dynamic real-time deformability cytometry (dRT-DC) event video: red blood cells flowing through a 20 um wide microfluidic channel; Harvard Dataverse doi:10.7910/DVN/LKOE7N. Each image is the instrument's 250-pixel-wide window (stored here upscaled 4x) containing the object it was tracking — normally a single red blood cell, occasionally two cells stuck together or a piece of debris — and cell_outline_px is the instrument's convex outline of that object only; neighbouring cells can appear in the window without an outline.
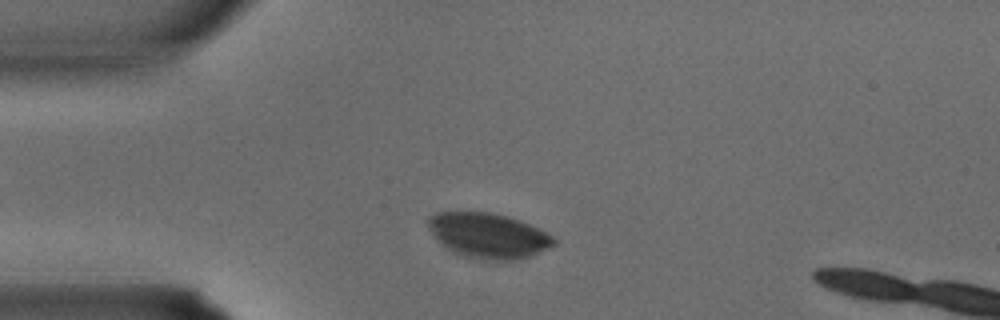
{"species": "common noctule bat (a hibernating species)", "species_latin": "Nyctalus noctula", "temperature_condition": "warm", "stored_images_in_passage": 7, "camera_frame_rate_fps": 3000, "um_per_image_px": 0.085, "animal": {"sex": "male", "body_mass_g": 15.6}, "frame": {"image": 1, "passage_image": 3, "time_ms": 0.667, "image_size_px": [1000, 320], "cell_outline_px": [[556, 244], [548, 248], [528, 256], [512, 260], [484, 260], [464, 256], [452, 252], [440, 244], [436, 240], [428, 228], [428, 216], [436, 212], [492, 212], [508, 216], [520, 220], [552, 236], [556, 240]], "centroid_in_image_um": [41.44, 20.01], "position_along_channel_um": 43.6, "area_um2": 33.0}}
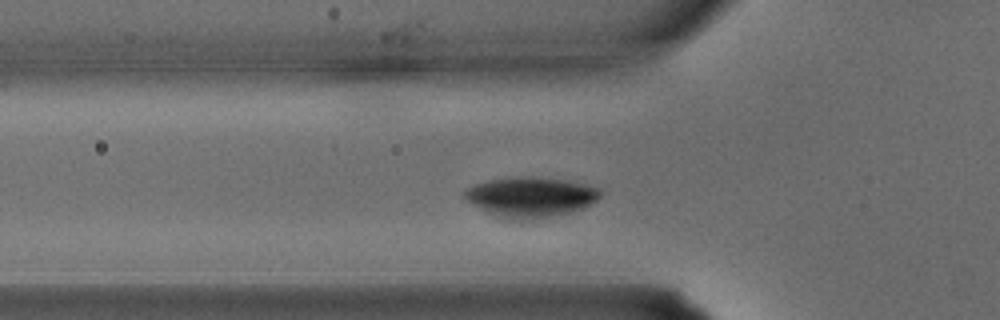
{"frame": {"image": 2, "passage_image": 6, "time_ms": 1.667, "image_size_px": [1000, 320], "cell_outline_px": [[600, 196], [596, 200], [584, 208], [564, 216], [540, 220], [504, 220], [492, 216], [464, 200], [460, 192], [476, 184], [488, 180], [516, 176], [540, 176], [568, 180], [588, 184], [600, 188]], "centroid_in_image_um": [45.08, 16.78], "position_along_channel_um": 80.7, "area_um2": 33.23}}